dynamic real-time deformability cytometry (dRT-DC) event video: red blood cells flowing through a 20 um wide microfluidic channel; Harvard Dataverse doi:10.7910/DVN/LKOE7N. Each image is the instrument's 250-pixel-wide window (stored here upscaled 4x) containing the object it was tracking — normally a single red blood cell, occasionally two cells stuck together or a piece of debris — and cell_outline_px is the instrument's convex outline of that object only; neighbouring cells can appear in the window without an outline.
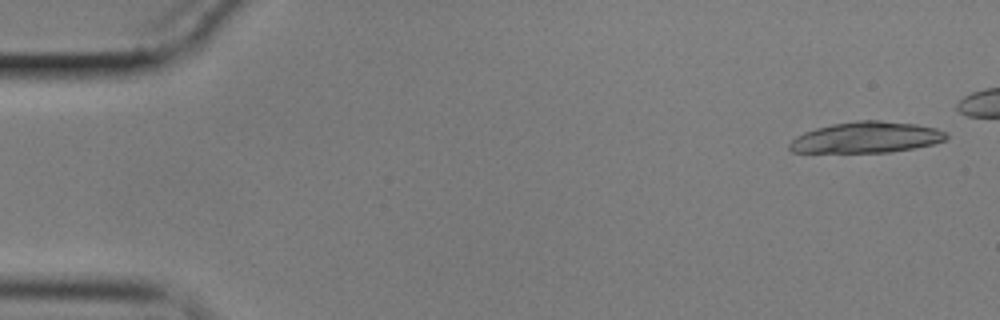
{"species": "common noctule bat (a hibernating species)", "species_latin": "Nyctalus noctula", "temperature_condition": "cold", "stored_images_in_passage": 43, "camera_frame_rate_fps": 3000, "um_per_image_px": 0.085, "animal": {"sex": "male", "body_mass_g": 17.9}, "frame": {"image": 1, "passage_image": 1, "time_ms": 0.0, "image_size_px": [1000, 320], "cell_outline_px": [[948, 136], [944, 140], [932, 144], [912, 148], [888, 152], [792, 152], [788, 148], [788, 144], [796, 136], [804, 132], [816, 128], [832, 124], [856, 120], [880, 120], [916, 124], [936, 128], [948, 132]], "centroid_in_image_um": [73.64, 11.67], "position_along_channel_um": 11.4, "area_um2": 28.32}}